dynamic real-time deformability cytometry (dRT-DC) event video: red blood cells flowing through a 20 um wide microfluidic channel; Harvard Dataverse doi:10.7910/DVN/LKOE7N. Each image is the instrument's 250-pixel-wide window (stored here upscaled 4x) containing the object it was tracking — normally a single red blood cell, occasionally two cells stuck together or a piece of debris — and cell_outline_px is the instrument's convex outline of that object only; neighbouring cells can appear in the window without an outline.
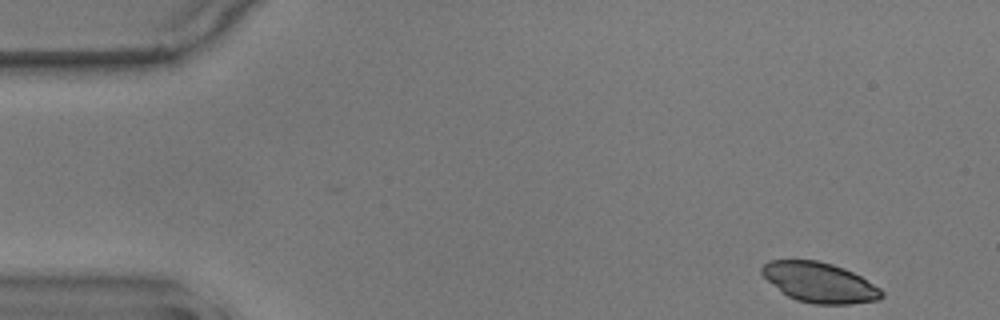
{"species": "common noctule bat (a hibernating species)", "species_latin": "Nyctalus noctula", "temperature_condition": "warm", "stored_images_in_passage": 14, "camera_frame_rate_fps": 3000, "um_per_image_px": 0.085, "animal": {"sex": "male", "body_mass_g": 17.9}, "frame": {"image": 1, "passage_image": 1, "time_ms": 0.0, "image_size_px": [1000, 320], "cell_outline_px": [[884, 296], [876, 300], [852, 304], [812, 304], [796, 300], [788, 296], [768, 280], [760, 272], [760, 268], [768, 260], [816, 260], [832, 264], [844, 268], [860, 276], [880, 288], [884, 292]], "centroid_in_image_um": [69.66, 24.01], "position_along_channel_um": 15.3, "area_um2": 27.8}}